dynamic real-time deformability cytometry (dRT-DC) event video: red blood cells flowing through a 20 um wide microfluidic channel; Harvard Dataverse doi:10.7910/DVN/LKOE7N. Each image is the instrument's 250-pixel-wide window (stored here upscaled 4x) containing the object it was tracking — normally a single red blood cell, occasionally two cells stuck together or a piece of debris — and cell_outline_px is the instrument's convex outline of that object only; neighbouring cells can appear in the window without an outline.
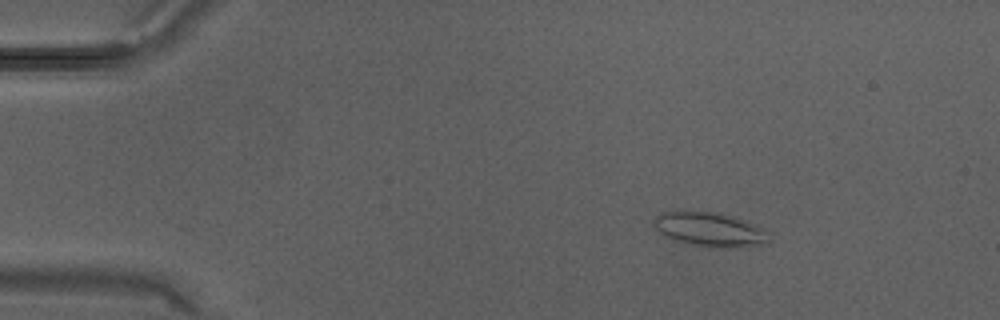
{"species": "Egyptian fruit bat (a non-hibernating species)", "species_latin": "Rousettus aegyptiacus", "temperature_condition": "warm", "stored_images_in_passage": 32, "camera_frame_rate_fps": 3000, "um_per_image_px": 0.085, "animal": {"sex": "male"}, "frame": {"image": 1, "passage_image": 5, "time_ms": 1.333, "image_size_px": [1000, 320], "cell_outline_px": [[764, 244], [736, 248], [724, 248], [692, 244], [664, 236], [652, 228], [652, 220], [660, 212], [680, 208], [712, 212], [732, 216], [756, 224], [764, 232]], "centroid_in_image_um": [60.16, 19.45], "position_along_channel_um": 24.8, "area_um2": 23.18}}
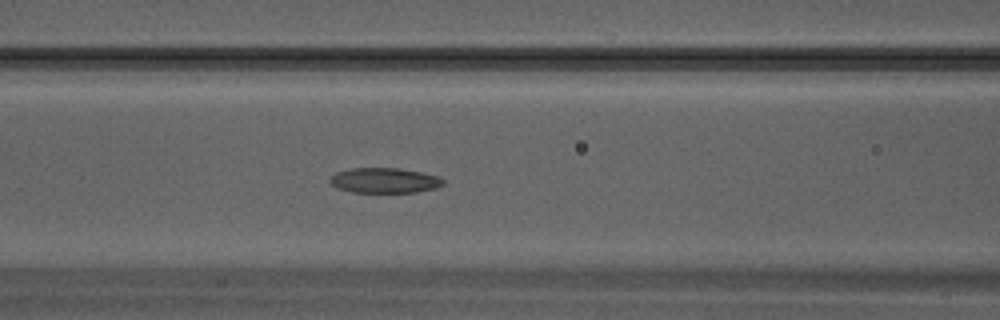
{"frame": {"image": 2, "passage_image": 14, "time_ms": 4.333, "image_size_px": [1000, 320], "cell_outline_px": [[444, 184], [436, 188], [416, 192], [352, 192], [336, 188], [328, 180], [336, 172], [348, 168], [400, 168], [424, 172], [440, 176], [444, 180]], "centroid_in_image_um": [32.7, 15.33], "position_along_channel_um": 133.9, "area_um2": 16.82}}
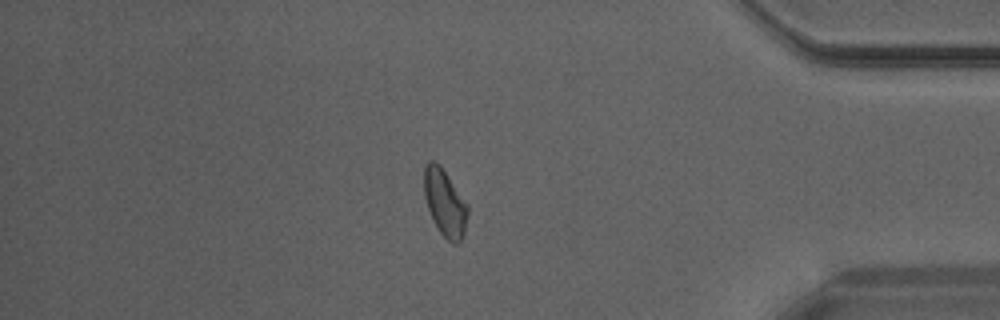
{"frame": {"image": 3, "passage_image": 28, "time_ms": 9.0, "image_size_px": [1000, 320], "cell_outline_px": [[468, 212], [464, 236], [456, 244], [452, 244], [440, 232], [432, 220], [424, 196], [424, 164], [428, 160], [432, 160], [440, 164], [468, 204]], "centroid_in_image_um": [37.81, 17.22], "position_along_channel_um": 397.4, "area_um2": 17.22}}